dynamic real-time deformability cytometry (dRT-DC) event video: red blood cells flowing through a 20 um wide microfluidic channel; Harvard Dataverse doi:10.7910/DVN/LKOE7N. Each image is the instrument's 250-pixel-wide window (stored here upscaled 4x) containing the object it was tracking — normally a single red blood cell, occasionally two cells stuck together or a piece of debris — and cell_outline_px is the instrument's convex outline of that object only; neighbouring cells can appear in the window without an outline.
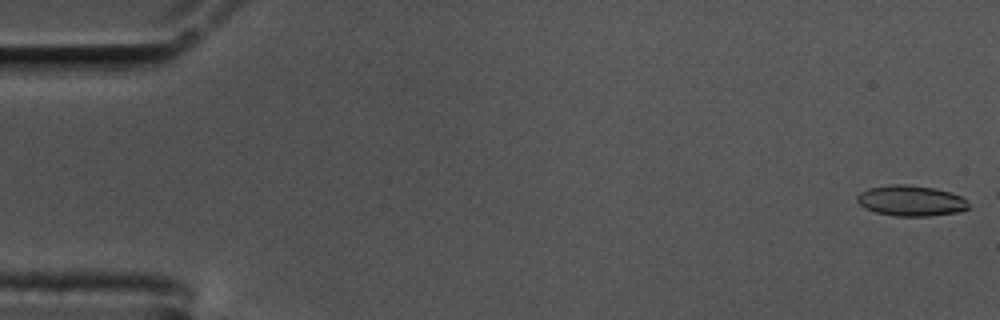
{"species": "common noctule bat (a hibernating species)", "species_latin": "Nyctalus noctula", "temperature_condition": "cold", "stored_images_in_passage": 14, "camera_frame_rate_fps": 3000, "um_per_image_px": 0.085, "animal": {"sex": "male", "body_mass_g": 17.5, "forearm_length_mm": 52.3}, "frame": {"image": 1, "passage_image": 1, "time_ms": 0.0, "image_size_px": [1000, 320], "cell_outline_px": [[968, 208], [960, 212], [932, 216], [896, 216], [876, 212], [864, 208], [856, 200], [856, 196], [860, 192], [868, 188], [892, 184], [904, 184], [936, 188], [952, 192], [960, 196], [968, 204]], "centroid_in_image_um": [77.41, 17.06], "position_along_channel_um": 7.6, "area_um2": 20.0}}